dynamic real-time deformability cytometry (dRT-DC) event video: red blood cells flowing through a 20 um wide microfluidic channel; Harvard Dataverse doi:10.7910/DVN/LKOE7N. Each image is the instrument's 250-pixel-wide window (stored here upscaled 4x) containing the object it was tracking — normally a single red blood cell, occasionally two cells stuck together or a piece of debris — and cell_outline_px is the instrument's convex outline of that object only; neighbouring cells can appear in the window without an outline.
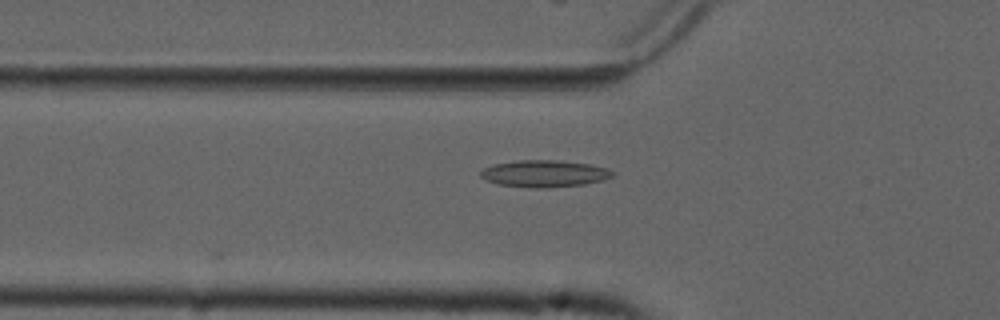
{"species": "common noctule bat (a hibernating species)", "species_latin": "Nyctalus noctula", "temperature_condition": "cold", "stored_images_in_passage": 18, "camera_frame_rate_fps": 3000, "um_per_image_px": 0.085, "animal": {"sex": "male", "forearm_length_mm": 52.5}, "frame": {"image": 1, "passage_image": 4, "time_ms": 1.0, "image_size_px": [1000, 320], "cell_outline_px": [[616, 172], [612, 176], [604, 180], [584, 184], [548, 188], [528, 188], [500, 184], [484, 180], [480, 176], [480, 172], [484, 168], [496, 164], [520, 160], [556, 160], [588, 164], [608, 168]], "centroid_in_image_um": [46.29, 14.76], "position_along_channel_um": 79.5, "area_um2": 20.69}}
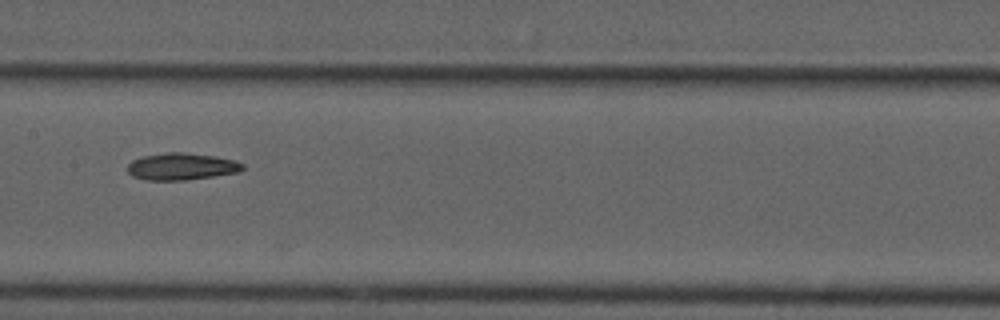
{"frame": {"image": 2, "passage_image": 13, "time_ms": 4.0, "image_size_px": [1000, 320], "cell_outline_px": [[244, 168], [236, 172], [212, 176], [184, 180], [148, 180], [132, 176], [128, 172], [128, 164], [132, 160], [144, 156], [168, 152], [184, 152], [212, 156], [236, 160], [244, 164]], "centroid_in_image_um": [15.41, 14.15], "position_along_channel_um": 192.0, "area_um2": 17.86}}
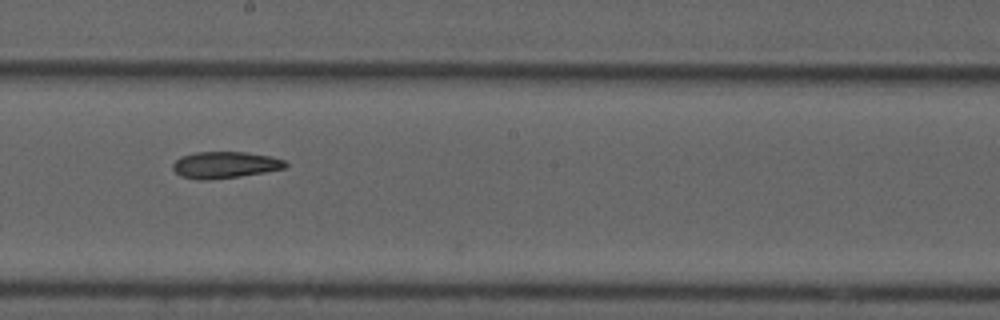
{"frame": {"image": 3, "passage_image": 16, "time_ms": 5.0, "image_size_px": [1000, 320], "cell_outline_px": [[288, 164], [284, 168], [264, 172], [240, 176], [208, 180], [200, 180], [180, 176], [172, 168], [172, 164], [180, 156], [196, 152], [244, 152], [272, 156], [284, 160]], "centroid_in_image_um": [19.1, 14.01], "position_along_channel_um": 229.1, "area_um2": 17.46}}